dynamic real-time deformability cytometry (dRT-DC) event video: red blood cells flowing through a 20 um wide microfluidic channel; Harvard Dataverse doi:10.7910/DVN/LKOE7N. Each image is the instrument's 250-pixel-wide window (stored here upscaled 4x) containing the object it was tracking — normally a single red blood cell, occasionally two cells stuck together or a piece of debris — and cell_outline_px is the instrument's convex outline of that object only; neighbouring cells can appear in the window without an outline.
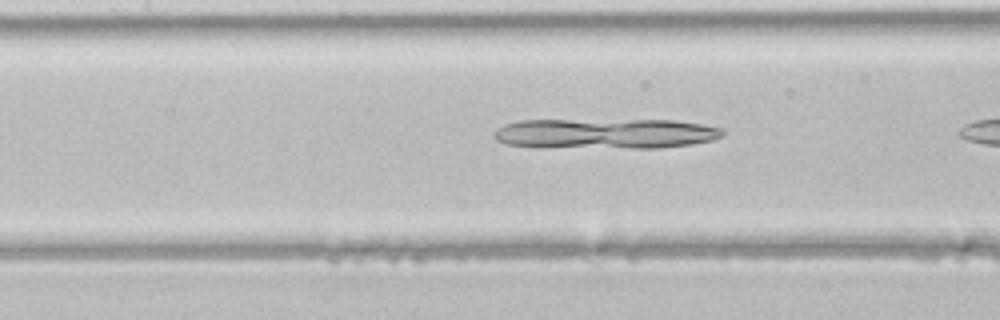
{"species": "common noctule bat (a hibernating species)", "species_latin": "Nyctalus noctula", "temperature_condition": "room temperature", "stored_images_in_passage": 8, "camera_frame_rate_fps": 3000, "um_per_image_px": 0.085, "animal": {"sex": "male", "body_mass_g": 21.5, "forearm_length_mm": 52.0}, "frame": {"image": 1, "passage_image": 7, "time_ms": 2.0, "image_size_px": [1000, 320], "cell_outline_px": [[724, 136], [712, 140], [692, 144], [660, 148], [536, 148], [504, 144], [496, 140], [492, 136], [492, 132], [496, 128], [504, 124], [520, 120], [676, 120], [724, 128]], "centroid_in_image_um": [51.38, 11.37], "position_along_channel_um": 156.0, "area_um2": 41.38}}